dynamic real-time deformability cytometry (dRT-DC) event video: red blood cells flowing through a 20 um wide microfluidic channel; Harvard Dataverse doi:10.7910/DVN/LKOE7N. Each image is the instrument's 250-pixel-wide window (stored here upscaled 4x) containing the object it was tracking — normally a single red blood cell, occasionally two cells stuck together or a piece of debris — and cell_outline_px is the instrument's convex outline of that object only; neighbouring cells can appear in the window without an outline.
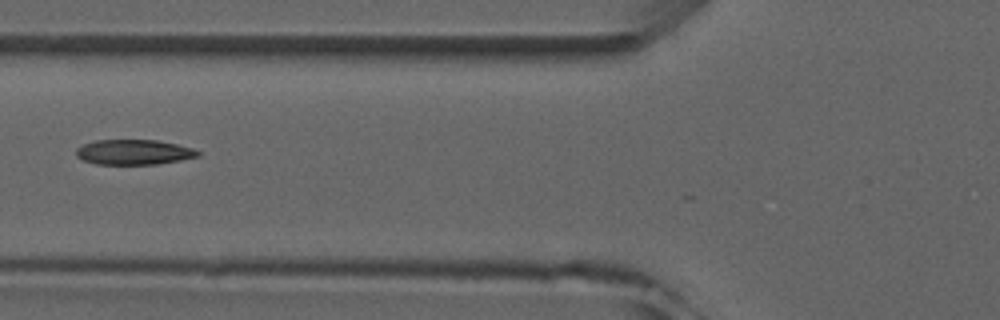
{"species": "common noctule bat (a hibernating species)", "species_latin": "Nyctalus noctula", "temperature_condition": "room temperature", "stored_images_in_passage": 5, "camera_frame_rate_fps": 3000, "um_per_image_px": 0.085, "animal": {"sex": "male", "forearm_length_mm": 52.5}, "frame": {"image": 1, "passage_image": 4, "time_ms": 4.333, "image_size_px": [1000, 320], "cell_outline_px": [[200, 156], [180, 160], [156, 164], [96, 164], [84, 160], [76, 156], [76, 148], [84, 144], [96, 140], [156, 140], [176, 144], [192, 148], [200, 152]], "centroid_in_image_um": [11.37, 12.93], "position_along_channel_um": 114.4, "area_um2": 17.69}}
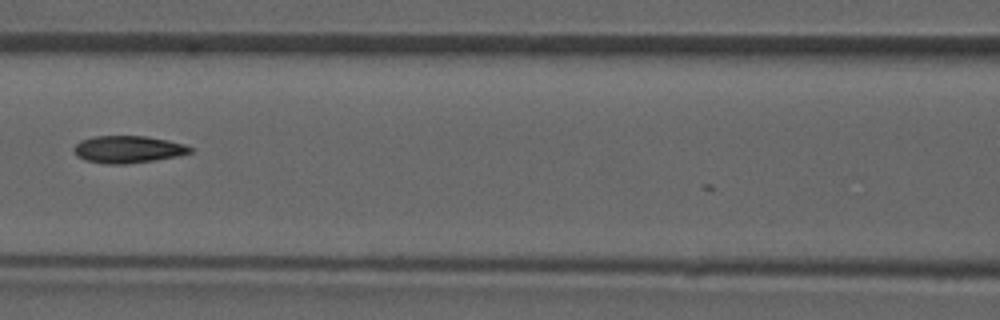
{"frame": {"image": 2, "passage_image": 5, "time_ms": 5.333, "image_size_px": [1000, 320], "cell_outline_px": [[192, 152], [180, 156], [124, 164], [108, 164], [84, 160], [76, 156], [72, 148], [80, 140], [96, 136], [144, 136], [168, 140], [184, 144], [192, 148]], "centroid_in_image_um": [10.86, 12.69], "position_along_channel_um": 155.7, "area_um2": 18.44}}